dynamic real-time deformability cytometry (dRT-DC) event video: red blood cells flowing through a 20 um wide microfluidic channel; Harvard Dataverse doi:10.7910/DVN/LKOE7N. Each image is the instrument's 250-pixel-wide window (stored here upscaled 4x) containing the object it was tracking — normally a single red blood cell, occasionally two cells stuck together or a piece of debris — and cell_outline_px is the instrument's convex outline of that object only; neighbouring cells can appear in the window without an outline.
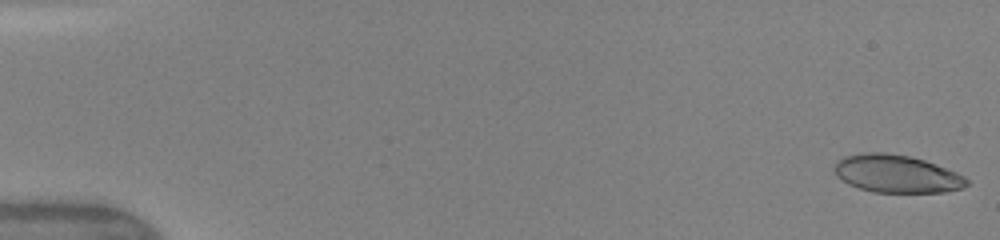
{"species": "human", "species_latin": "Homo sapiens", "temperature_condition": "warm", "stored_images_in_passage": 13, "camera_frame_rate_fps": 3000, "um_per_image_px": 0.085, "donor": {"sex": "female"}, "frame": {"image": 1, "passage_image": 1, "time_ms": 0.0, "image_size_px": [1000, 240], "cell_outline_px": [[968, 184], [960, 188], [944, 192], [872, 192], [848, 184], [836, 176], [832, 168], [836, 160], [844, 156], [864, 152], [888, 152], [912, 156], [924, 160], [956, 172], [964, 176], [968, 180]], "centroid_in_image_um": [76.15, 14.75], "position_along_channel_um": 8.9, "area_um2": 29.3}}